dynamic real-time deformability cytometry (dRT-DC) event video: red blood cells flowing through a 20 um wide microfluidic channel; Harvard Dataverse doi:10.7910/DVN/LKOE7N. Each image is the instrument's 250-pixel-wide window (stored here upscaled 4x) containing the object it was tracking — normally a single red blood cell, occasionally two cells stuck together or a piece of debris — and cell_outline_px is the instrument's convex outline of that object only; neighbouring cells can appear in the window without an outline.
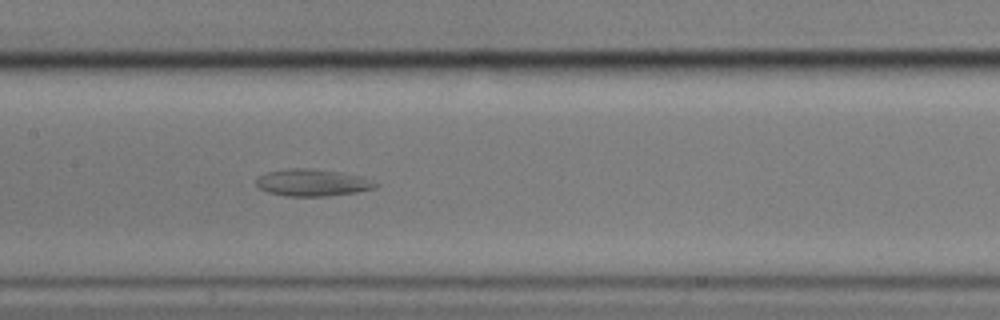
{"species": "common noctule bat (a hibernating species)", "species_latin": "Nyctalus noctula", "temperature_condition": "cold", "stored_images_in_passage": 8, "camera_frame_rate_fps": 3000, "um_per_image_px": 0.085, "animal": {"sex": "male", "body_mass_g": 17.9}, "frame": {"image": 1, "passage_image": 8, "time_ms": 8.0, "image_size_px": [1000, 320], "cell_outline_px": [[380, 184], [376, 188], [356, 192], [328, 196], [284, 196], [268, 192], [256, 188], [256, 180], [260, 176], [268, 172], [288, 168], [312, 168], [340, 172], [364, 176]], "centroid_in_image_um": [26.58, 15.52], "position_along_channel_um": 180.8, "area_um2": 19.02}}